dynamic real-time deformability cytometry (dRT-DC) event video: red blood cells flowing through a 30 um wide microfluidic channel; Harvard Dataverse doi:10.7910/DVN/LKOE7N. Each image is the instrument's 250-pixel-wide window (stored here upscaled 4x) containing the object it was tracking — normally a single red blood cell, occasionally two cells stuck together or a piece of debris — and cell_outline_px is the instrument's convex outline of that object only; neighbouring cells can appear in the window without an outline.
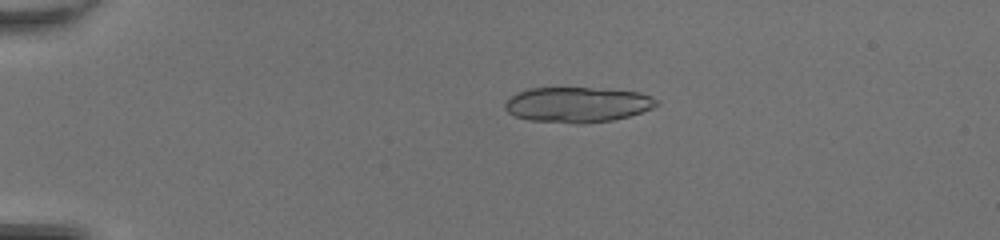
{"species": "common noctule bat (a hibernating species)", "species_latin": "Nyctalus noctula", "temperature_condition": "room temperature", "stored_images_in_passage": 38, "camera_frame_rate_fps": 3000, "um_per_image_px": 0.085, "animal": {"sex": "female", "body_mass_g": 20.0, "forearm_length_mm": 54.0}, "frame": {"image": 1, "passage_image": 1, "time_ms": 0.0, "image_size_px": [1000, 240], "cell_outline_px": [[660, 104], [652, 108], [628, 116], [612, 120], [580, 124], [576, 124], [528, 120], [516, 116], [508, 112], [504, 108], [504, 100], [528, 88], [588, 88], [640, 92], [652, 96]], "centroid_in_image_um": [49.06, 8.9], "position_along_channel_um": 35.9, "area_um2": 31.1}}
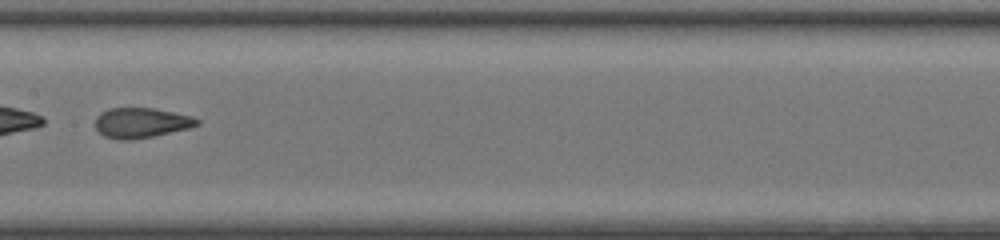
{"frame": {"image": 2, "passage_image": 17, "time_ms": 5.333, "image_size_px": [1000, 240], "cell_outline_px": [[200, 124], [188, 128], [152, 136], [132, 140], [120, 140], [104, 136], [96, 128], [96, 116], [100, 112], [108, 108], [152, 108], [192, 116], [200, 120]], "centroid_in_image_um": [11.98, 10.43], "position_along_channel_um": 195.4, "area_um2": 17.74}, "authors_computed_cell_mechanics": {"area_um2": 18.3226, "velocity_mm_per_s": 4.3238, "shape_relaxation_time_tau1_ms": 4.8006, "shape_relaxation_time_tau2_ms": 0.7642, "deformation_change_tau1": 0.2149, "deformation_change_tau2": 0.0828}}